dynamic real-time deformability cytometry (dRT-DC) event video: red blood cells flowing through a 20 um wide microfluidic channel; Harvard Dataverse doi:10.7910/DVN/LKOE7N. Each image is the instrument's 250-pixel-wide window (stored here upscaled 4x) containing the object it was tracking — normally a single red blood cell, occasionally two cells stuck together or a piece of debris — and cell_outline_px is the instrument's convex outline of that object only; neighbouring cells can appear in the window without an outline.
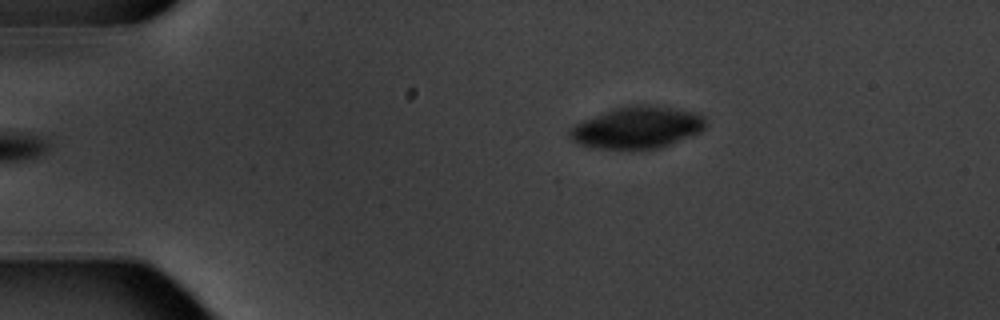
{"species": "common noctule bat (a hibernating species)", "species_latin": "Nyctalus noctula", "temperature_condition": "warm", "stored_images_in_passage": 5, "camera_frame_rate_fps": 3000, "um_per_image_px": 0.085, "animal": {"sex": "male", "body_mass_g": 20.1, "forearm_length_mm": 53.5}, "frame": {"image": 1, "passage_image": 5, "time_ms": 5.667, "image_size_px": [1000, 320], "cell_outline_px": [[708, 124], [700, 132], [660, 148], [632, 152], [592, 148], [576, 144], [568, 136], [568, 132], [576, 124], [584, 120], [604, 112], [616, 108], [636, 104], [652, 104], [700, 112], [704, 116]], "centroid_in_image_um": [54.18, 10.87], "position_along_channel_um": 30.8, "area_um2": 34.22}}